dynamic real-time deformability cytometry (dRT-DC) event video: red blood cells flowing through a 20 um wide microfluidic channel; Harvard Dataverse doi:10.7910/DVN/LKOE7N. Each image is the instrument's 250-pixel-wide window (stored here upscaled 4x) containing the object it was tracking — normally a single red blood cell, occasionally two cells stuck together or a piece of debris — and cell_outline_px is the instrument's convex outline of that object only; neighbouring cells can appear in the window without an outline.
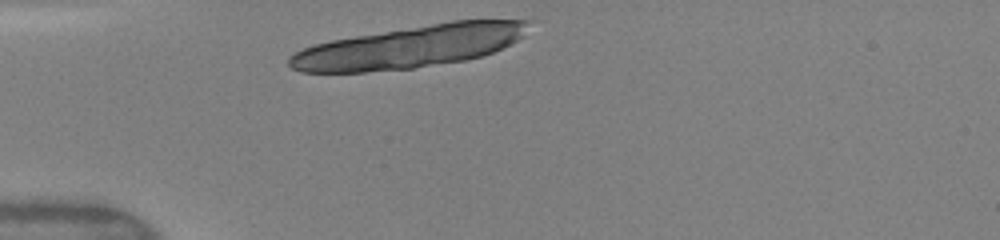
{"species": "human", "species_latin": "Homo sapiens", "temperature_condition": "warm", "stored_images_in_passage": 29, "camera_frame_rate_fps": 3000, "um_per_image_px": 0.085, "donor": {"sex": "female"}, "frame": {"image": 1, "passage_image": 1, "time_ms": 0.0, "image_size_px": [1000, 240], "cell_outline_px": [[532, 20], [520, 36], [516, 40], [492, 52], [480, 56], [464, 60], [412, 68], [364, 72], [300, 72], [292, 68], [288, 64], [288, 56], [304, 48], [316, 44], [332, 40], [452, 20]], "centroid_in_image_um": [34.77, 3.98], "position_along_channel_um": 50.2, "area_um2": 58.03}}